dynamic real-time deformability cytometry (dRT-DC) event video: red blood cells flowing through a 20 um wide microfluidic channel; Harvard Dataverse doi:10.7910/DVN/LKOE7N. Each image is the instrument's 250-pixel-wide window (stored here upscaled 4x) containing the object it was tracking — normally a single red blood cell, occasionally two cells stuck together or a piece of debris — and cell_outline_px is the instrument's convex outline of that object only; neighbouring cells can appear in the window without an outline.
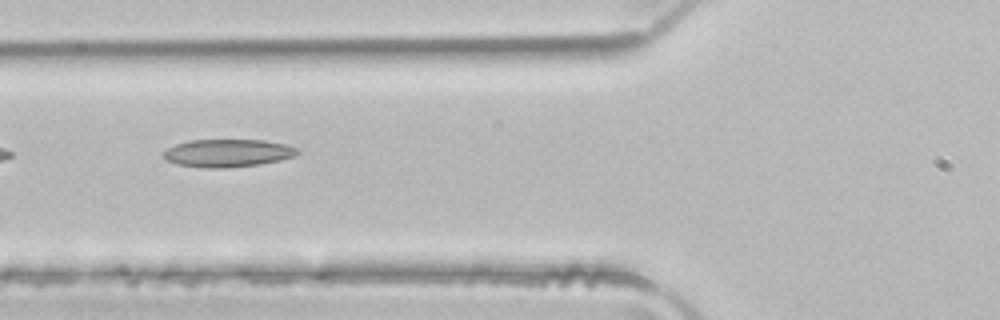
{"species": "common noctule bat (a hibernating species)", "species_latin": "Nyctalus noctula", "temperature_condition": "room temperature", "stored_images_in_passage": 4, "camera_frame_rate_fps": 3000, "um_per_image_px": 0.085, "animal": {"sex": "male", "body_mass_g": 21.5, "forearm_length_mm": 52.0}, "frame": {"image": 1, "passage_image": 4, "time_ms": 1.0, "image_size_px": [1000, 320], "cell_outline_px": [[300, 152], [296, 156], [280, 160], [260, 164], [224, 168], [200, 168], [176, 164], [168, 160], [164, 156], [164, 152], [168, 148], [176, 144], [188, 140], [264, 140], [284, 144], [300, 148]], "centroid_in_image_um": [19.39, 13.01], "position_along_channel_um": 106.4, "area_um2": 21.79}}